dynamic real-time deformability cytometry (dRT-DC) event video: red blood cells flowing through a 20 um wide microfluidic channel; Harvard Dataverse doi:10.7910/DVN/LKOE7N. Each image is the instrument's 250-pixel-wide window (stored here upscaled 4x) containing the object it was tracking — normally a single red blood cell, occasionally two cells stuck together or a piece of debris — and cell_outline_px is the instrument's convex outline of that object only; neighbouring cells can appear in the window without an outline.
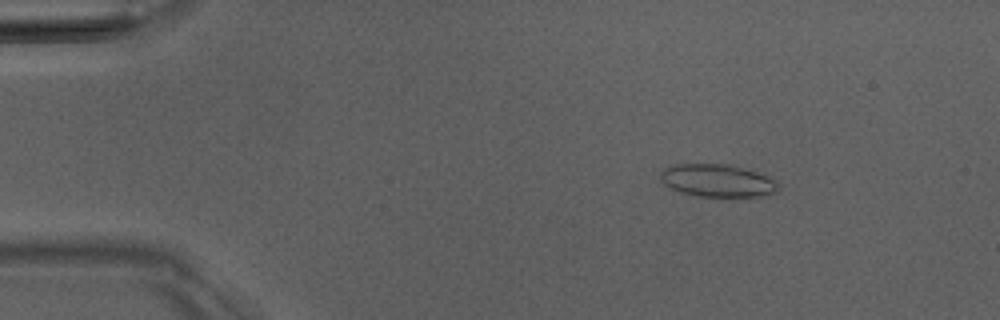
{"species": "Egyptian fruit bat (a non-hibernating species)", "species_latin": "Rousettus aegyptiacus", "temperature_condition": "room temperature", "stored_images_in_passage": 6, "camera_frame_rate_fps": 3000, "um_per_image_px": 0.085, "animal": {"sex": "male"}, "frame": {"image": 1, "passage_image": 3, "time_ms": 2.333, "image_size_px": [1000, 320], "cell_outline_px": [[780, 184], [776, 192], [760, 196], [696, 196], [680, 192], [664, 184], [660, 180], [660, 172], [664, 168], [676, 164], [732, 164], [768, 176], [776, 180]], "centroid_in_image_um": [60.98, 15.34], "position_along_channel_um": 24.0, "area_um2": 22.48}}